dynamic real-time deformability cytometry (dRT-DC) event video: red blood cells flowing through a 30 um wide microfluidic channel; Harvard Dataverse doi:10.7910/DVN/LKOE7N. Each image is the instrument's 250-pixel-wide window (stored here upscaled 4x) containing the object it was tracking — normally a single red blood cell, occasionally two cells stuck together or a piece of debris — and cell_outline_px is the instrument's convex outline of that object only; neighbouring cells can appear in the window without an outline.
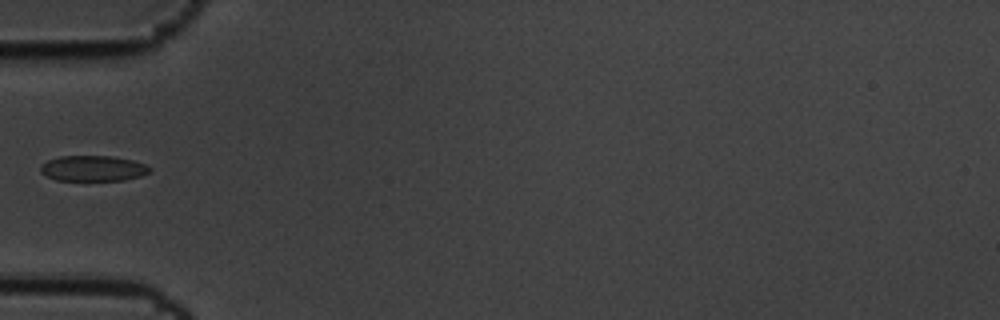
{"species": "common noctule bat (a hibernating species)", "species_latin": "Nyctalus noctula", "temperature_condition": "cold", "stored_images_in_passage": 8, "camera_frame_rate_fps": 3000, "um_per_image_px": 0.085, "animal": {"sex": "male", "body_mass_g": 19.5, "forearm_length_mm": 54.6}, "frame": {"image": 1, "passage_image": 5, "time_ms": 1.333, "image_size_px": [1000, 320], "cell_outline_px": [[152, 168], [148, 172], [140, 176], [124, 180], [56, 180], [40, 172], [40, 164], [48, 160], [60, 156], [112, 156], [132, 160], [144, 164]], "centroid_in_image_um": [7.88, 14.31], "position_along_channel_um": 77.1, "area_um2": 16.18}}
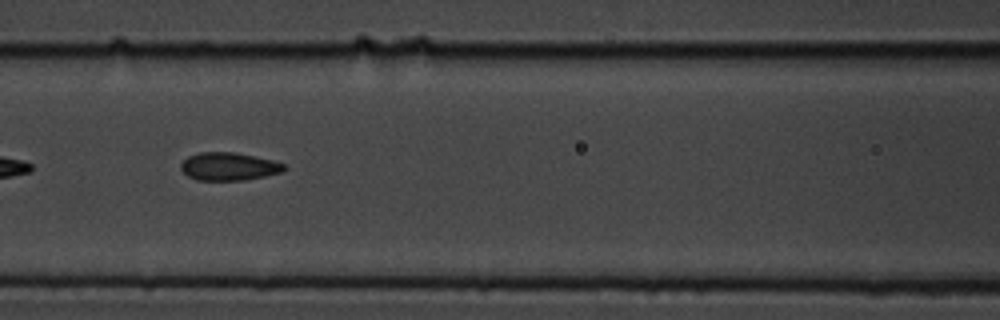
{"frame": {"image": 2, "passage_image": 7, "time_ms": 2.0, "image_size_px": [1000, 320], "cell_outline_px": [[288, 168], [284, 172], [244, 180], [196, 180], [188, 176], [180, 168], [180, 164], [188, 156], [200, 152], [236, 152], [272, 160], [284, 164]], "centroid_in_image_um": [19.46, 14.15], "position_along_channel_um": 147.1, "area_um2": 16.88}}
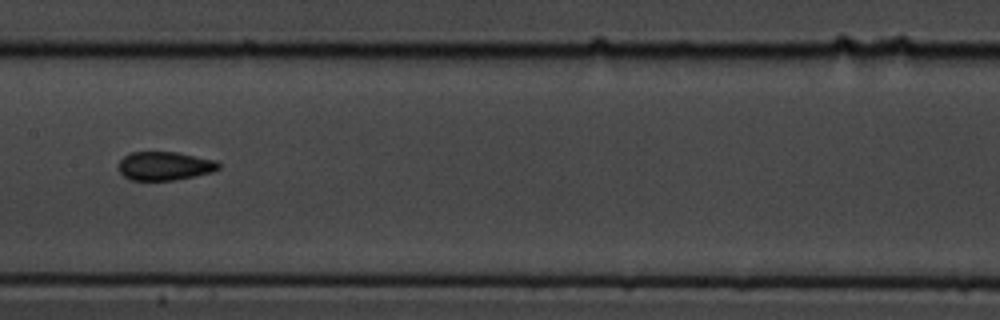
{"frame": {"image": 3, "passage_image": 8, "time_ms": 2.333, "image_size_px": [1000, 320], "cell_outline_px": [[220, 168], [212, 172], [172, 180], [128, 180], [116, 168], [116, 164], [124, 156], [132, 152], [176, 152], [216, 160], [220, 164]], "centroid_in_image_um": [13.95, 14.1], "position_along_channel_um": 193.5, "area_um2": 16.76}}